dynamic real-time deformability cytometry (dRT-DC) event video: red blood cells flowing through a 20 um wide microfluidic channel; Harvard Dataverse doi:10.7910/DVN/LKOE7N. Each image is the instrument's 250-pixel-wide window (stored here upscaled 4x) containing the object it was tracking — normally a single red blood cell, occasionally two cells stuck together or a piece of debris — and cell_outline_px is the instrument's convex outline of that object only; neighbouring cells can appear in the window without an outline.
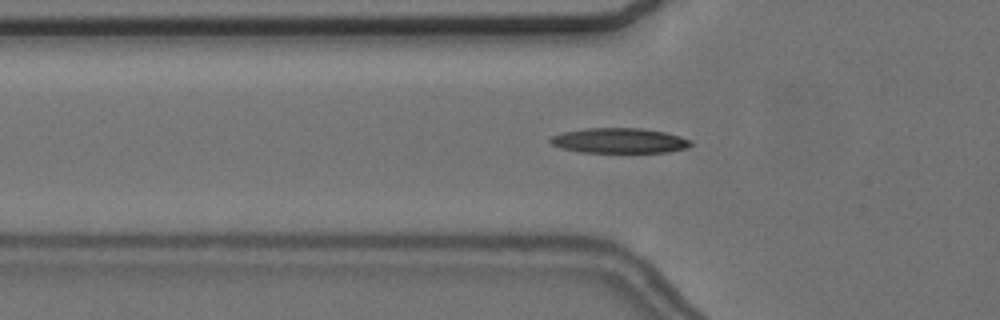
{"species": "common noctule bat (a hibernating species)", "species_latin": "Nyctalus noctula", "temperature_condition": "cold", "stored_images_in_passage": 54, "camera_frame_rate_fps": 3000, "um_per_image_px": 0.085, "animal": {"sex": "female", "body_mass_g": 24.6, "forearm_length_mm": 56.2}, "frame": {"image": 1, "passage_image": 17, "time_ms": 5.333, "image_size_px": [1000, 320], "cell_outline_px": [[692, 144], [688, 148], [668, 152], [580, 152], [560, 148], [552, 144], [548, 140], [552, 136], [564, 132], [588, 128], [644, 128], [664, 132], [680, 136], [692, 140]], "centroid_in_image_um": [52.67, 11.95], "position_along_channel_um": 73.1, "area_um2": 20.58}}
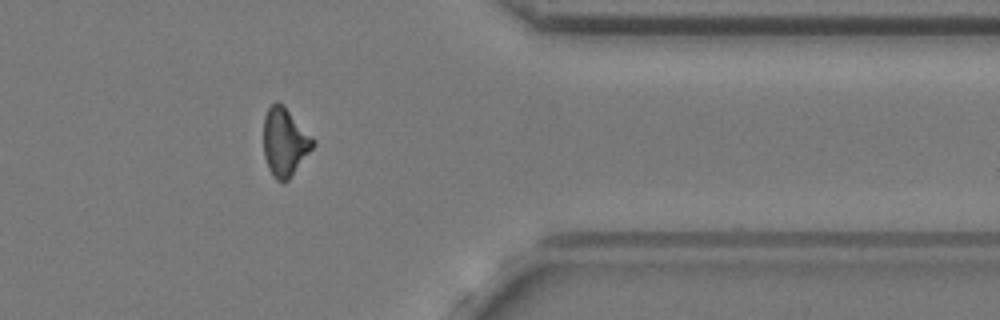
{"frame": {"image": 2, "passage_image": 44, "time_ms": 14.333, "image_size_px": [1000, 320], "cell_outline_px": [[316, 144], [288, 180], [284, 184], [276, 180], [272, 176], [268, 168], [264, 156], [264, 116], [268, 108], [276, 100], [284, 104], [316, 140]], "centroid_in_image_um": [24.21, 12.06], "position_along_channel_um": 387.2, "area_um2": 20.0}}
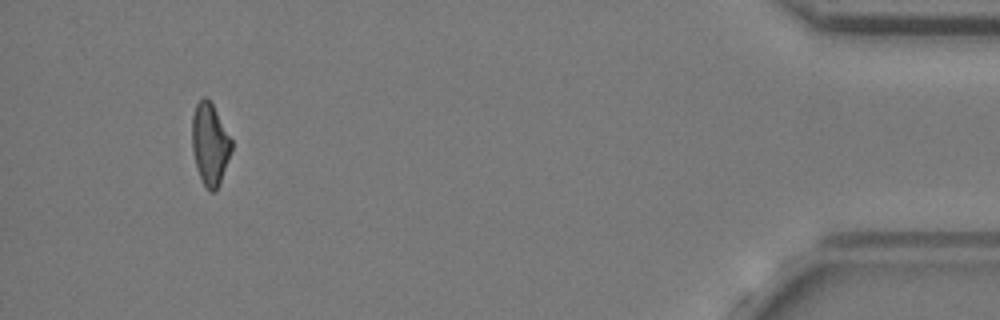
{"frame": {"image": 3, "passage_image": 51, "time_ms": 16.667, "image_size_px": [1000, 320], "cell_outline_px": [[232, 148], [220, 184], [216, 192], [208, 192], [196, 168], [192, 152], [192, 116], [196, 104], [204, 96], [212, 104], [232, 140]], "centroid_in_image_um": [17.83, 12.29], "position_along_channel_um": 417.4, "area_um2": 18.79}, "authors_computed_cell_mechanics": {"area_um2": 19.3341, "velocity_mm_per_s": 3.6471, "shape_relaxation_time_tau1_ms": 4.8618, "shape_relaxation_time_tau2_ms": null, "deformation_change_tau1": 0.1346, "deformation_change_tau2": null}}